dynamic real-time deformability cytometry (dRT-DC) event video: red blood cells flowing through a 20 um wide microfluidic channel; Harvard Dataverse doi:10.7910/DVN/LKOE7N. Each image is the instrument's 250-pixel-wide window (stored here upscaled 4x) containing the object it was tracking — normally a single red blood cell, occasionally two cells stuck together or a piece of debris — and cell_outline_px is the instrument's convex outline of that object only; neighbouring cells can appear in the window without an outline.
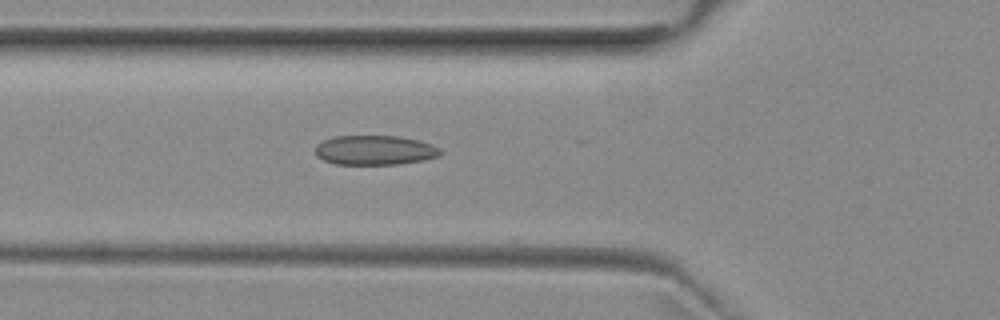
{"species": "common noctule bat (a hibernating species)", "species_latin": "Nyctalus noctula", "temperature_condition": "room temperature", "stored_images_in_passage": 21, "camera_frame_rate_fps": 3000, "um_per_image_px": 0.085, "animal": {"sex": "female", "body_mass_g": 29.2, "forearm_length_mm": 56.3}, "frame": {"image": 1, "passage_image": 17, "time_ms": 5.333, "image_size_px": [1000, 320], "cell_outline_px": [[440, 156], [424, 160], [400, 164], [336, 164], [324, 160], [316, 156], [316, 144], [332, 136], [400, 136], [420, 140], [432, 144], [440, 148]], "centroid_in_image_um": [31.87, 12.76], "position_along_channel_um": 93.9, "area_um2": 21.68}}
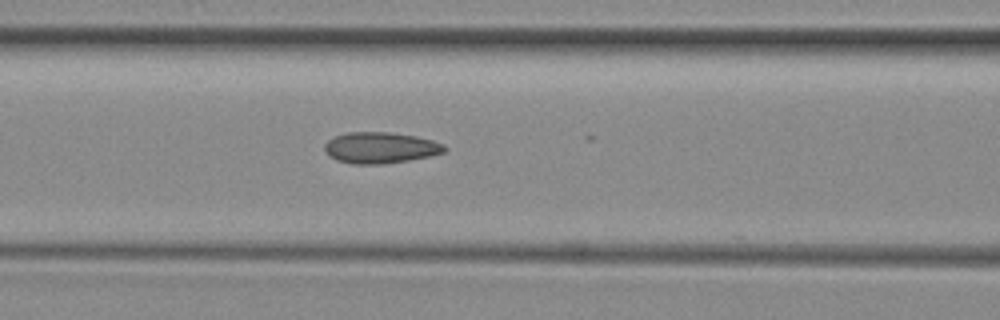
{"frame": {"image": 2, "passage_image": 20, "time_ms": 6.333, "image_size_px": [1000, 320], "cell_outline_px": [[448, 148], [444, 152], [428, 156], [408, 160], [384, 164], [352, 164], [336, 160], [328, 156], [324, 148], [324, 144], [328, 140], [336, 136], [348, 132], [392, 132], [416, 136], [432, 140], [444, 144]], "centroid_in_image_um": [32.32, 12.55], "position_along_channel_um": 134.3, "area_um2": 21.85}}